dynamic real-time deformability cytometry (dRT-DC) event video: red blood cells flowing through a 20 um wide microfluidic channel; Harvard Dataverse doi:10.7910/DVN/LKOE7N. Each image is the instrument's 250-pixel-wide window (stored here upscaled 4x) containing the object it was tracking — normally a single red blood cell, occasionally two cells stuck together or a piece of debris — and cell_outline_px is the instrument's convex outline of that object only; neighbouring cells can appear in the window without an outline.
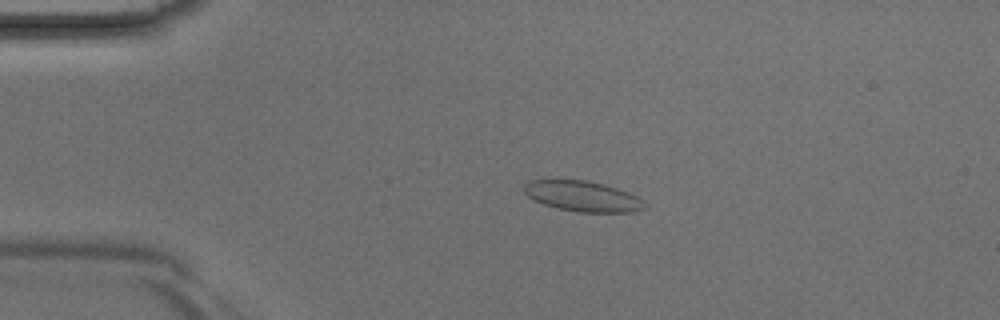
{"species": "Egyptian fruit bat (a non-hibernating species)", "species_latin": "Rousettus aegyptiacus", "temperature_condition": "room temperature", "stored_images_in_passage": 41, "camera_frame_rate_fps": 3000, "um_per_image_px": 0.085, "animal": {"sex": "male"}, "frame": {"image": 1, "passage_image": 7, "time_ms": 2.0, "image_size_px": [1000, 320], "cell_outline_px": [[648, 204], [644, 208], [632, 212], [580, 212], [556, 208], [544, 204], [528, 196], [524, 192], [524, 184], [528, 180], [584, 180], [604, 184], [628, 192], [636, 196]], "centroid_in_image_um": [49.53, 16.68], "position_along_channel_um": 35.5, "area_um2": 21.27}}
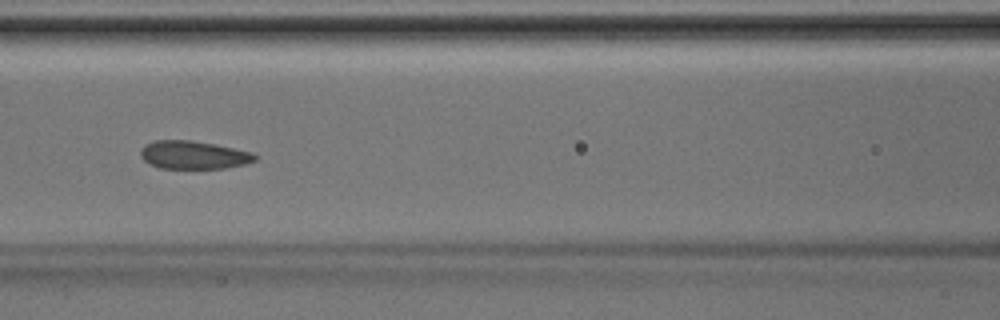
{"frame": {"image": 2, "passage_image": 17, "time_ms": 5.333, "image_size_px": [1000, 320], "cell_outline_px": [[256, 160], [244, 164], [224, 168], [160, 168], [144, 160], [140, 156], [140, 148], [144, 144], [152, 140], [192, 140], [216, 144], [252, 152], [256, 156]], "centroid_in_image_um": [16.42, 13.15], "position_along_channel_um": 150.2, "area_um2": 18.79}}
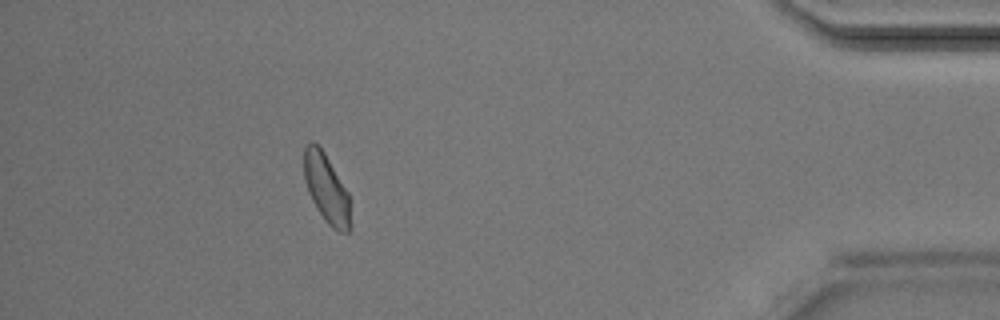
{"frame": {"image": 3, "passage_image": 37, "time_ms": 12.0, "image_size_px": [1000, 320], "cell_outline_px": [[352, 228], [348, 232], [340, 232], [332, 228], [324, 220], [316, 208], [308, 192], [304, 176], [304, 148], [312, 140], [324, 152], [348, 192]], "centroid_in_image_um": [27.76, 16.07], "position_along_channel_um": 407.4, "area_um2": 18.67}}